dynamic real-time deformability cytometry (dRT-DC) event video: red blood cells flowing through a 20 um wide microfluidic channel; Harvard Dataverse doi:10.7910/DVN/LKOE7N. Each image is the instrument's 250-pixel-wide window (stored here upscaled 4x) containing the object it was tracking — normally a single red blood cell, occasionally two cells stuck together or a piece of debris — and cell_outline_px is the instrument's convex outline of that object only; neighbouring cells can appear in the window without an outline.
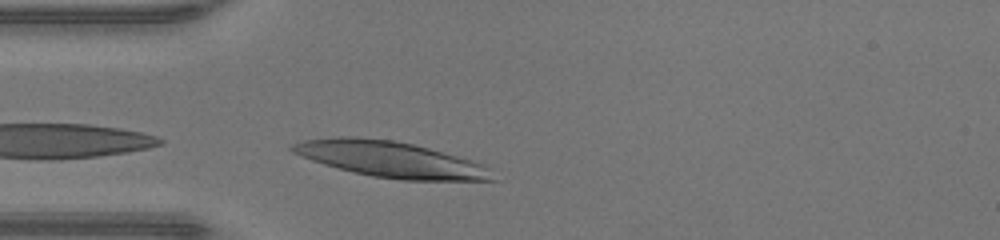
{"species": "human", "species_latin": "Homo sapiens", "temperature_condition": "warm", "stored_images_in_passage": 26, "camera_frame_rate_fps": 3000, "um_per_image_px": 0.085, "donor": {"sex": "male"}, "frame": {"image": 1, "passage_image": 1, "time_ms": 0.0, "image_size_px": [1000, 240], "cell_outline_px": [[500, 180], [404, 180], [372, 176], [324, 164], [300, 156], [292, 152], [288, 148], [292, 144], [304, 140], [340, 136], [352, 136], [392, 140], [412, 144], [428, 148], [472, 160], [484, 164]], "centroid_in_image_um": [33.21, 13.54], "position_along_channel_um": 51.8, "area_um2": 41.56}}
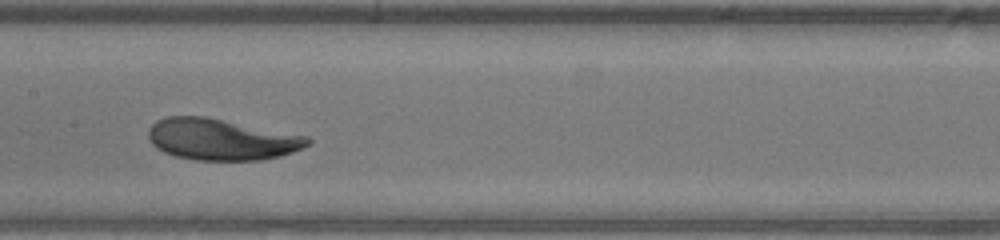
{"frame": {"image": 2, "passage_image": 11, "time_ms": 3.333, "image_size_px": [1000, 240], "cell_outline_px": [[312, 140], [308, 144], [292, 152], [280, 156], [260, 160], [196, 160], [176, 156], [164, 152], [156, 148], [152, 144], [148, 136], [148, 128], [156, 120], [168, 116], [204, 116], [308, 136]], "centroid_in_image_um": [18.78, 11.84], "position_along_channel_um": 188.6, "area_um2": 38.26}}
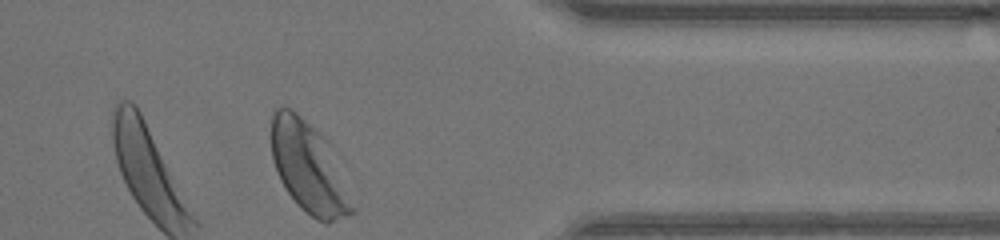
{"frame": {"image": 3, "passage_image": 26, "time_ms": 8.333, "image_size_px": [1000, 240], "cell_outline_px": [[360, 204], [356, 212], [328, 224], [324, 224], [316, 220], [288, 192], [280, 180], [272, 160], [272, 112], [276, 108], [288, 108], [296, 112], [328, 140], [332, 144]], "centroid_in_image_um": [26.41, 14.31], "position_along_channel_um": 385.0, "area_um2": 44.33}, "authors_computed_cell_mechanics": {"area_um2": 37.8879, "velocity_mm_per_s": 4.3036, "shape_relaxation_time_tau1_ms": 2.1018, "shape_relaxation_time_tau2_ms": 10.6994, "deformation_change_tau1": 0.1735, "deformation_change_tau2": 0.2139}}